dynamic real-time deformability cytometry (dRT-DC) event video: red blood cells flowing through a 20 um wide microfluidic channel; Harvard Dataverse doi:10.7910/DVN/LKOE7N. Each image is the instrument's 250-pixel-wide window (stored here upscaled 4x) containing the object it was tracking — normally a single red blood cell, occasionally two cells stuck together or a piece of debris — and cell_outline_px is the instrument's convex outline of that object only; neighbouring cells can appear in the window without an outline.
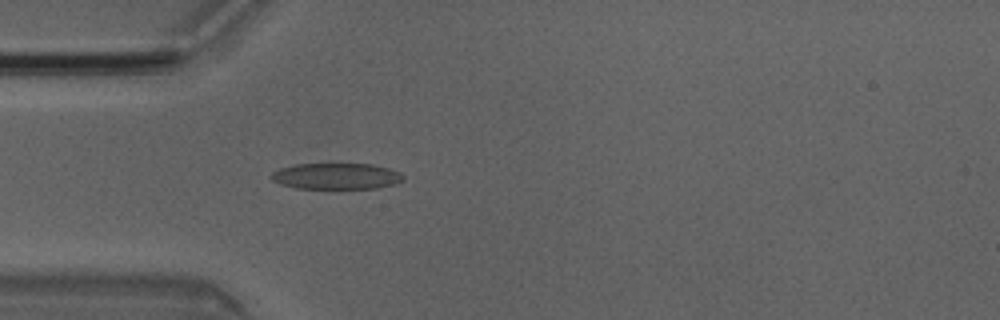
{"species": "Egyptian fruit bat (a non-hibernating species)", "species_latin": "Rousettus aegyptiacus", "temperature_condition": "room temperature", "stored_images_in_passage": 4, "camera_frame_rate_fps": 3000, "um_per_image_px": 0.085, "animal": {"sex": "male"}, "frame": {"image": 1, "passage_image": 4, "time_ms": 1.0, "image_size_px": [1000, 320], "cell_outline_px": [[404, 180], [396, 184], [376, 188], [296, 188], [280, 184], [272, 180], [268, 176], [272, 172], [280, 168], [296, 164], [372, 164], [388, 168], [400, 172], [404, 176]], "centroid_in_image_um": [28.58, 14.97], "position_along_channel_um": 56.4, "area_um2": 20.17}}